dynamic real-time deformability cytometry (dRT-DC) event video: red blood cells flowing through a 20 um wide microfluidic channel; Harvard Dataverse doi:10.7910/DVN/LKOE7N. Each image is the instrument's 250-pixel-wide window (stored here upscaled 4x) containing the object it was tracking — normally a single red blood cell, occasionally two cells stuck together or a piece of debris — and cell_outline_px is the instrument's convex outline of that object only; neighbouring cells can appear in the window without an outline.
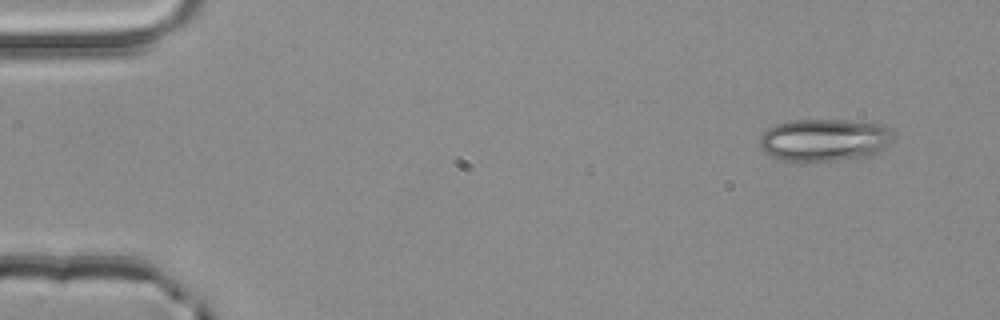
{"species": "common noctule bat (a hibernating species)", "species_latin": "Nyctalus noctula", "temperature_condition": "room temperature", "stored_images_in_passage": 3, "camera_frame_rate_fps": 3000, "um_per_image_px": 0.085, "animal": {"sex": "male", "body_mass_g": 20.4}, "frame": {"image": 1, "passage_image": 1, "time_ms": 0.0, "image_size_px": [1000, 320], "cell_outline_px": [[892, 140], [880, 152], [872, 156], [832, 160], [784, 160], [772, 156], [764, 152], [760, 148], [760, 136], [768, 128], [776, 124], [792, 120], [844, 120], [884, 124], [892, 128]], "centroid_in_image_um": [70.11, 11.88], "position_along_channel_um": 14.9, "area_um2": 33.0}}